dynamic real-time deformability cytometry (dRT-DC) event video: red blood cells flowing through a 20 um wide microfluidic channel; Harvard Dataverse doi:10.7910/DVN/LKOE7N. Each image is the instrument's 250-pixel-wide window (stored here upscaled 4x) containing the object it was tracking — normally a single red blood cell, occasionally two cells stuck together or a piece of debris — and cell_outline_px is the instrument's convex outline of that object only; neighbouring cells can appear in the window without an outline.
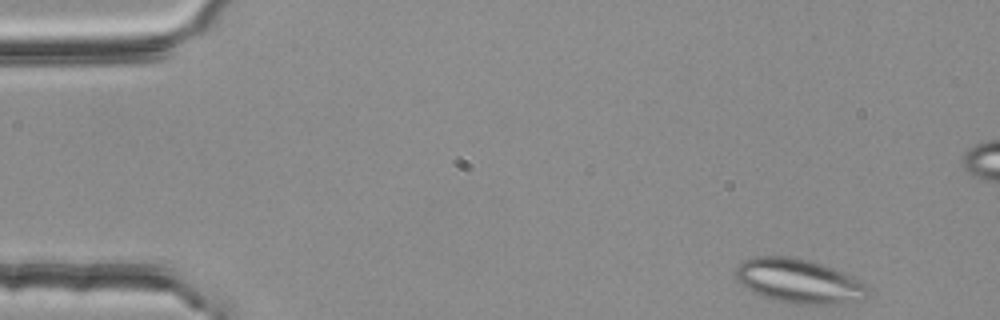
{"species": "common noctule bat (a hibernating species)", "species_latin": "Nyctalus noctula", "temperature_condition": "room temperature", "stored_images_in_passage": 48, "segment_of_instrument_passage": [1, 2], "camera_frame_rate_fps": 3000, "um_per_image_px": 0.085, "animal": {"sex": "female", "body_mass_g": 25.1}, "frame": {"image": 1, "passage_image": 1, "time_ms": 0.0, "image_size_px": [1000, 320], "cell_outline_px": [[868, 296], [864, 300], [844, 304], [792, 304], [776, 300], [752, 292], [736, 280], [736, 268], [744, 260], [752, 256], [792, 256], [812, 260], [852, 276], [868, 284]], "centroid_in_image_um": [67.94, 23.89], "position_along_channel_um": 17.1, "area_um2": 34.51}}